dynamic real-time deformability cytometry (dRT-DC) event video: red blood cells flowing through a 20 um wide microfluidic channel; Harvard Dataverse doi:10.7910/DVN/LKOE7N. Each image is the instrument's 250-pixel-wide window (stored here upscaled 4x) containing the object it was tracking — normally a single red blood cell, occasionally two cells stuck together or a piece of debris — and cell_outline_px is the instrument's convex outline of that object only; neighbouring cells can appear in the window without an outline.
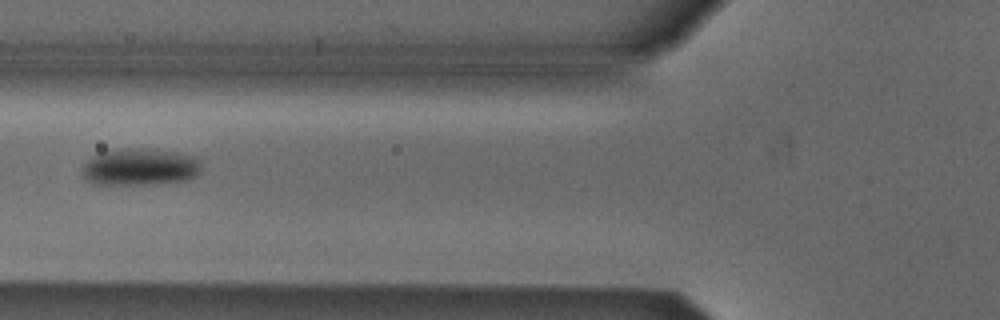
{"species": "Egyptian fruit bat (a non-hibernating species)", "species_latin": "Rousettus aegyptiacus", "temperature_condition": "cold", "stored_images_in_passage": 5, "camera_frame_rate_fps": 3000, "um_per_image_px": 0.085, "animal": {"sex": "male"}, "frame": {"image": 1, "passage_image": 5, "time_ms": 5.667, "image_size_px": [1000, 320], "cell_outline_px": [[200, 172], [196, 176], [184, 180], [152, 184], [96, 184], [88, 180], [84, 176], [84, 164], [92, 156], [100, 152], [128, 148], [148, 148], [176, 152], [196, 156], [200, 160]], "centroid_in_image_um": [11.94, 14.18], "position_along_channel_um": 113.9, "area_um2": 25.61}}